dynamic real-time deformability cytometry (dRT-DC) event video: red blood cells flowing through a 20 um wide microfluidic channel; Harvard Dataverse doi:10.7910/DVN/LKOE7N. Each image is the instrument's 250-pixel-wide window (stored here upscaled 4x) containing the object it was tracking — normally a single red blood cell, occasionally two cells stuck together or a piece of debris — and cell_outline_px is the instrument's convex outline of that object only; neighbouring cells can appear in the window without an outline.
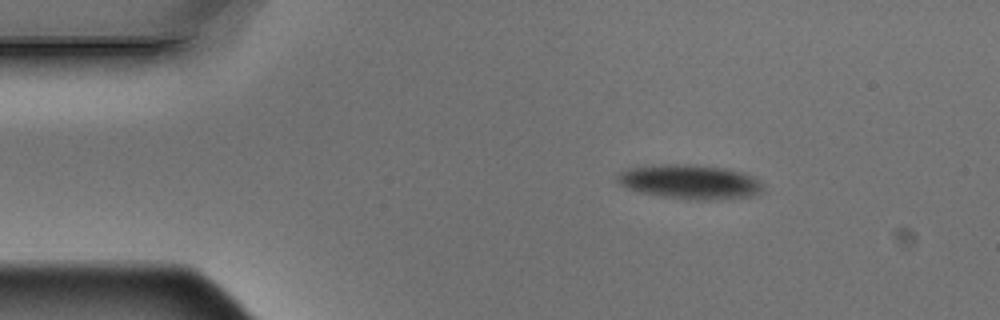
{"species": "Egyptian fruit bat (a non-hibernating species)", "species_latin": "Rousettus aegyptiacus", "temperature_condition": "warm", "stored_images_in_passage": 3, "camera_frame_rate_fps": 3000, "um_per_image_px": 0.085, "animal": {"sex": "male"}, "frame": {"image": 1, "passage_image": 1, "time_ms": 0.0, "image_size_px": [1000, 320], "cell_outline_px": [[764, 188], [760, 192], [752, 196], [728, 200], [696, 200], [660, 196], [640, 192], [624, 188], [616, 180], [616, 176], [620, 172], [628, 168], [664, 164], [692, 164], [724, 168], [744, 172], [760, 180]], "centroid_in_image_um": [58.67, 15.47], "position_along_channel_um": 26.3, "area_um2": 29.59}}